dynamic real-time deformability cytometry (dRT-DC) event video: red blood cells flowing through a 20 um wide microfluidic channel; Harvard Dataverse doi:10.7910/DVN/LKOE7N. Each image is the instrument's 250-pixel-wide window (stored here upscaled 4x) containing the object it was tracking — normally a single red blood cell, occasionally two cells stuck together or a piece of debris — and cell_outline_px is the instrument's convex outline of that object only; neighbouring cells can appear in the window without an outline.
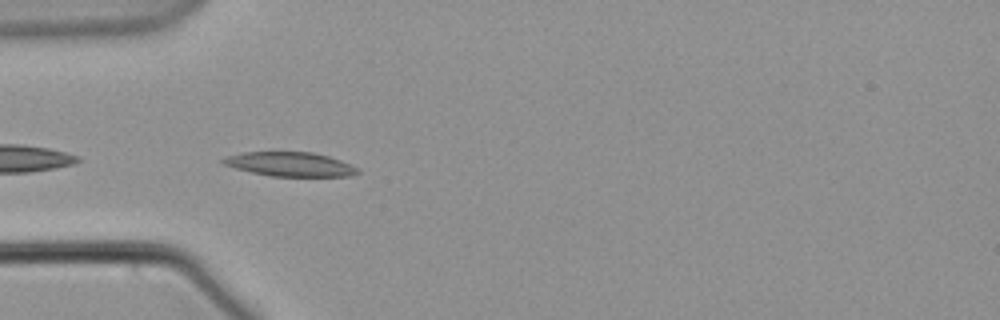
{"species": "common noctule bat (a hibernating species)", "species_latin": "Nyctalus noctula", "temperature_condition": "warm", "stored_images_in_passage": 7, "camera_frame_rate_fps": 3000, "um_per_image_px": 0.085, "animal": {"sex": "male", "body_mass_g": 21.5, "forearm_length_mm": 52.0}, "frame": {"image": 1, "passage_image": 2, "time_ms": 0.333, "image_size_px": [1000, 320], "cell_outline_px": [[360, 172], [352, 176], [272, 176], [252, 172], [220, 164], [220, 160], [228, 156], [244, 152], [312, 152], [328, 156], [340, 160], [360, 168]], "centroid_in_image_um": [24.67, 13.96], "position_along_channel_um": 60.3, "area_um2": 18.96}}